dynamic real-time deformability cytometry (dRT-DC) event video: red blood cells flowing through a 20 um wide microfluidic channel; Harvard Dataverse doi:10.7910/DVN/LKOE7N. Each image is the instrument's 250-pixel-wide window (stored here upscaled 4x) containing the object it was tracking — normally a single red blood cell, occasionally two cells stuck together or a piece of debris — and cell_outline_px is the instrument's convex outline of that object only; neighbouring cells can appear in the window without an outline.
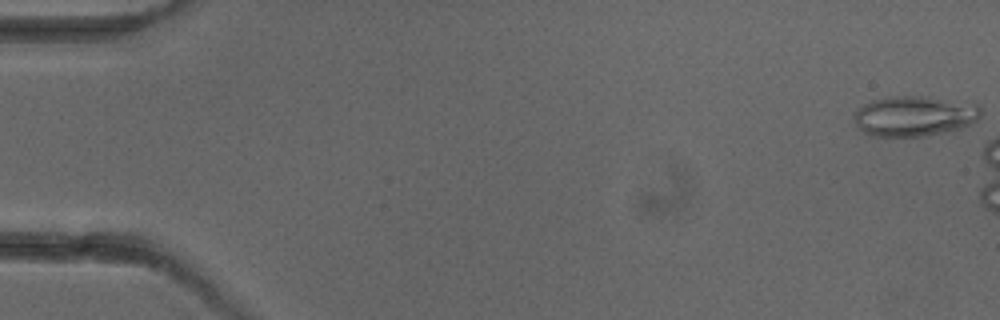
{"species": "common noctule bat (a hibernating species)", "species_latin": "Nyctalus noctula", "temperature_condition": "cold", "stored_images_in_passage": 8, "camera_frame_rate_fps": 3000, "um_per_image_px": 0.085, "animal": {"sex": "female"}, "frame": {"image": 1, "passage_image": 1, "time_ms": 0.0, "image_size_px": [1000, 320], "cell_outline_px": [[980, 116], [972, 124], [960, 128], [944, 132], [924, 136], [868, 136], [856, 128], [852, 116], [856, 108], [872, 100], [888, 96], [928, 96], [980, 104]], "centroid_in_image_um": [77.66, 9.86], "position_along_channel_um": 7.3, "area_um2": 30.35}}
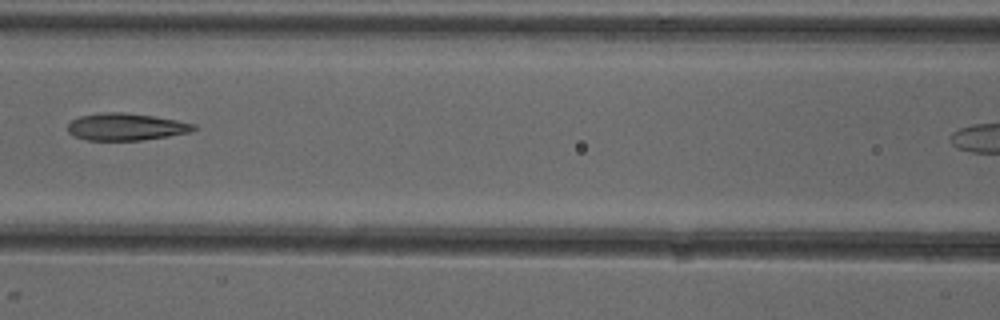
{"frame": {"image": 2, "passage_image": 7, "time_ms": 7.667, "image_size_px": [1000, 320], "cell_outline_px": [[200, 128], [192, 132], [168, 136], [140, 140], [88, 140], [76, 136], [68, 132], [68, 124], [72, 120], [80, 116], [100, 112], [124, 112], [152, 116], [176, 120], [196, 124]], "centroid_in_image_um": [10.75, 10.77], "position_along_channel_um": 155.8, "area_um2": 19.94}}
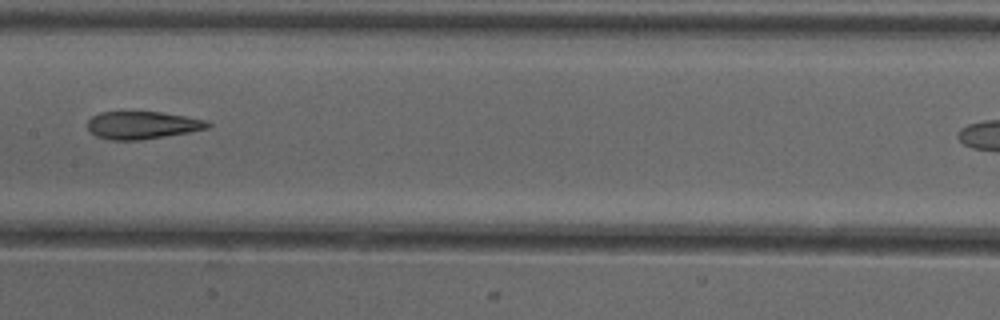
{"frame": {"image": 3, "passage_image": 8, "time_ms": 8.667, "image_size_px": [1000, 320], "cell_outline_px": [[212, 124], [208, 128], [188, 132], [140, 140], [108, 140], [96, 136], [88, 128], [88, 120], [92, 116], [100, 112], [160, 112], [184, 116], [204, 120]], "centroid_in_image_um": [12.06, 10.64], "position_along_channel_um": 195.3, "area_um2": 19.13}}